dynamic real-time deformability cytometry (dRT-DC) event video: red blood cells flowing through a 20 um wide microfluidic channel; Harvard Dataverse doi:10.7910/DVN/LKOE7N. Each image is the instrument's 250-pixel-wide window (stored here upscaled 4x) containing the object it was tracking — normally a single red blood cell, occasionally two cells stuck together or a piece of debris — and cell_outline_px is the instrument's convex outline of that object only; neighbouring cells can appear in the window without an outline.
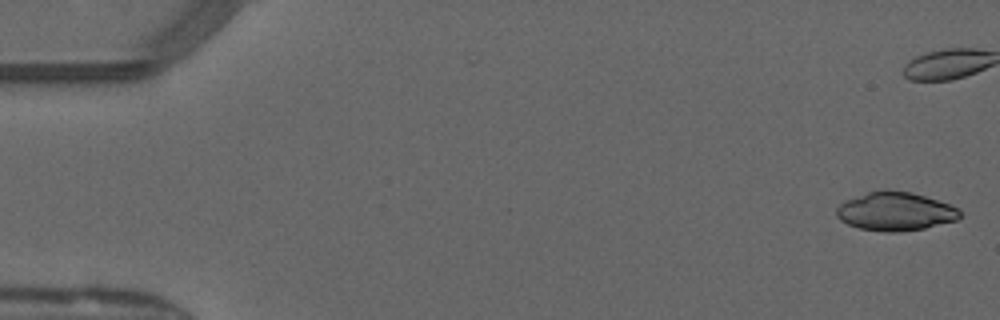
{"species": "common noctule bat (a hibernating species)", "species_latin": "Nyctalus noctula", "temperature_condition": "warm", "stored_images_in_passage": 40, "camera_frame_rate_fps": 3000, "um_per_image_px": 0.085, "animal": {"sex": "male", "forearm_length_mm": 52.5}, "frame": {"image": 1, "passage_image": 1, "time_ms": 0.0, "image_size_px": [1000, 320], "cell_outline_px": [[960, 216], [956, 220], [924, 228], [900, 232], [884, 232], [860, 228], [848, 224], [840, 220], [836, 216], [836, 208], [844, 200], [868, 192], [884, 188], [912, 192], [948, 204], [956, 208], [960, 212]], "centroid_in_image_um": [76.05, 17.96], "position_along_channel_um": 9.0, "area_um2": 27.74}}